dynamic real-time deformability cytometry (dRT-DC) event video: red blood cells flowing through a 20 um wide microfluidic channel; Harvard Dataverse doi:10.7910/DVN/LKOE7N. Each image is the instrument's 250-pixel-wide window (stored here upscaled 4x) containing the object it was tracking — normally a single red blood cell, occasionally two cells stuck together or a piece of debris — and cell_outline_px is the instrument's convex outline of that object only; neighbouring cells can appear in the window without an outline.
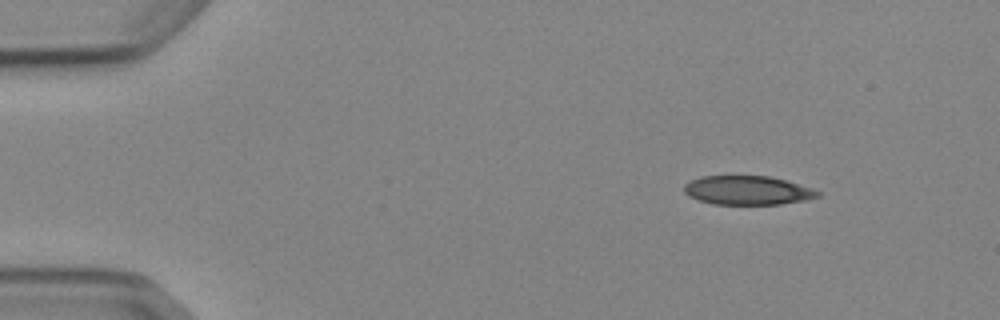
{"species": "Egyptian fruit bat (a non-hibernating species)", "species_latin": "Rousettus aegyptiacus", "temperature_condition": "cold", "stored_images_in_passage": 4, "camera_frame_rate_fps": 3000, "um_per_image_px": 0.085, "animal": {"sex": "female"}, "frame": {"image": 1, "passage_image": 1, "time_ms": 0.0, "image_size_px": [1000, 320], "cell_outline_px": [[820, 196], [804, 200], [780, 204], [712, 204], [688, 196], [684, 192], [684, 184], [700, 176], [768, 176], [788, 180], [812, 188], [820, 192]], "centroid_in_image_um": [63.54, 16.17], "position_along_channel_um": 21.5, "area_um2": 22.54}}
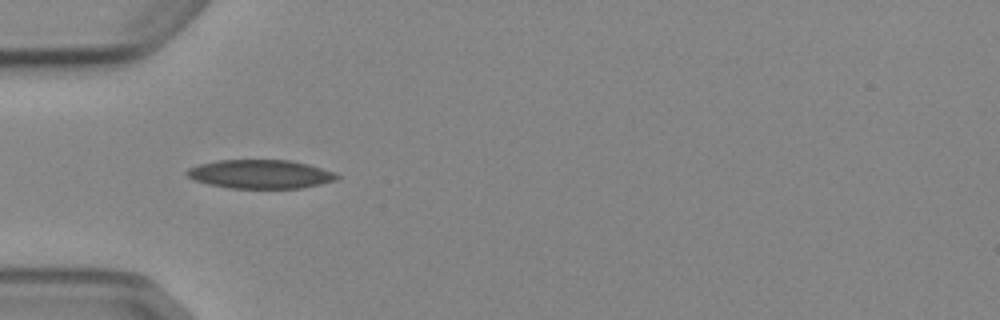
{"frame": {"image": 2, "passage_image": 4, "time_ms": 3.333, "image_size_px": [1000, 320], "cell_outline_px": [[340, 176], [336, 180], [320, 184], [300, 188], [232, 188], [208, 184], [192, 180], [184, 172], [188, 168], [200, 164], [216, 160], [288, 160], [308, 164], [336, 172]], "centroid_in_image_um": [22.12, 14.8], "position_along_channel_um": 62.9, "area_um2": 25.2}}